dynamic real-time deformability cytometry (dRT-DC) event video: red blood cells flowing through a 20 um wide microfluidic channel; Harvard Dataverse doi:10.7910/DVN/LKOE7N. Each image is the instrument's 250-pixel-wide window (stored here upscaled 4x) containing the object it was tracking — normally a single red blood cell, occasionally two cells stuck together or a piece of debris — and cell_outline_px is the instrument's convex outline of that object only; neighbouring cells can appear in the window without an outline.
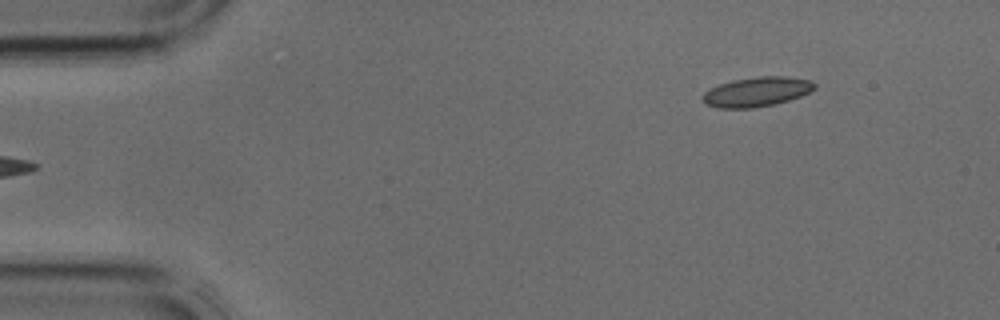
{"species": "common noctule bat (a hibernating species)", "species_latin": "Nyctalus noctula", "temperature_condition": "cold", "stored_images_in_passage": 3, "segment_of_instrument_passage": [2, 2], "camera_frame_rate_fps": 3000, "um_per_image_px": 0.085, "animal": {"sex": "male", "body_mass_g": 17.9, "forearm_length_mm": 54.2}, "frame": {"image": 1, "passage_image": 3, "time_ms": 0.667, "image_size_px": [1000, 320], "cell_outline_px": [[816, 88], [800, 96], [788, 100], [772, 104], [752, 108], [716, 108], [704, 104], [704, 92], [720, 84], [732, 80], [760, 76], [788, 76], [808, 80], [816, 84]], "centroid_in_image_um": [64.32, 7.8], "position_along_channel_um": 20.7, "area_um2": 19.07}}